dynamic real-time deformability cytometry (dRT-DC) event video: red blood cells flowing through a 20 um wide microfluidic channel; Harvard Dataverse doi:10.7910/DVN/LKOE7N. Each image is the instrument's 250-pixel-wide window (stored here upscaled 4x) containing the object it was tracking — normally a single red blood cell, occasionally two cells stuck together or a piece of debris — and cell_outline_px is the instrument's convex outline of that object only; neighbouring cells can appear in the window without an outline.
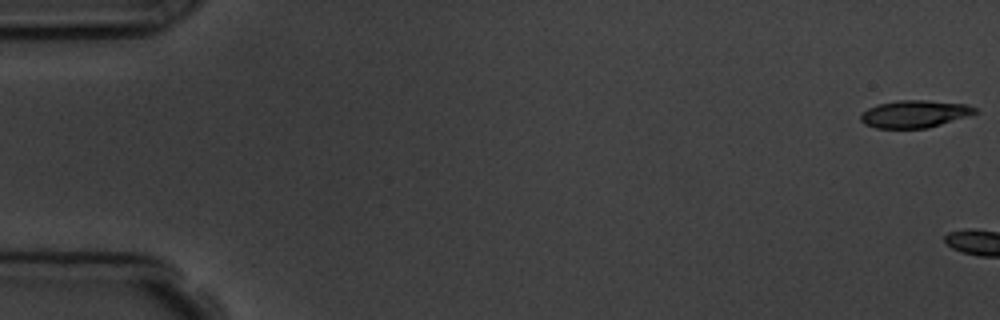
{"species": "common noctule bat (a hibernating species)", "species_latin": "Nyctalus noctula", "temperature_condition": "room temperature", "stored_images_in_passage": 5, "segment_of_instrument_passage": [2, 2], "camera_frame_rate_fps": 3000, "um_per_image_px": 0.085, "animal": {"sex": "male", "body_mass_g": 19.5, "forearm_length_mm": 54.6}, "frame": {"image": 1, "passage_image": 5, "time_ms": 5.667, "image_size_px": [1000, 320], "cell_outline_px": [[980, 112], [928, 128], [876, 128], [864, 124], [860, 120], [860, 112], [876, 104], [896, 100], [924, 100], [964, 104], [976, 108]], "centroid_in_image_um": [77.69, 9.68], "position_along_channel_um": 7.3, "area_um2": 18.32}}